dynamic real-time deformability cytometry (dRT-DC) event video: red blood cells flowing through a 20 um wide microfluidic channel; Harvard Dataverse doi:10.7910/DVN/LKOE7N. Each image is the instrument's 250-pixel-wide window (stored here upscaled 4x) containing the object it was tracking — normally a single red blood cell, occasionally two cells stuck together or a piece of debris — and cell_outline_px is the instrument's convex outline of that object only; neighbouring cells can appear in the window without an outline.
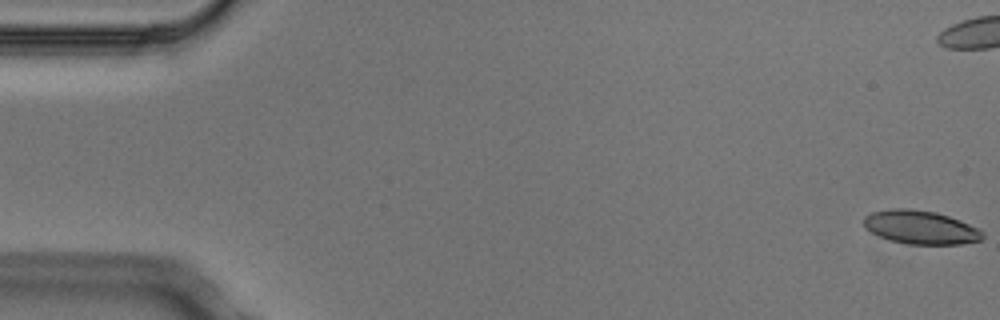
{"species": "Egyptian fruit bat (a non-hibernating species)", "species_latin": "Rousettus aegyptiacus", "temperature_condition": "cold", "stored_images_in_passage": 4, "camera_frame_rate_fps": 3000, "um_per_image_px": 0.085, "animal": {"sex": "male"}, "frame": {"image": 1, "passage_image": 1, "time_ms": 0.0, "image_size_px": [1000, 320], "cell_outline_px": [[984, 236], [980, 240], [960, 244], [908, 244], [888, 240], [864, 228], [864, 216], [872, 212], [892, 208], [908, 208], [936, 212], [960, 220], [984, 232]], "centroid_in_image_um": [78.22, 19.32], "position_along_channel_um": 6.8, "area_um2": 23.18}}